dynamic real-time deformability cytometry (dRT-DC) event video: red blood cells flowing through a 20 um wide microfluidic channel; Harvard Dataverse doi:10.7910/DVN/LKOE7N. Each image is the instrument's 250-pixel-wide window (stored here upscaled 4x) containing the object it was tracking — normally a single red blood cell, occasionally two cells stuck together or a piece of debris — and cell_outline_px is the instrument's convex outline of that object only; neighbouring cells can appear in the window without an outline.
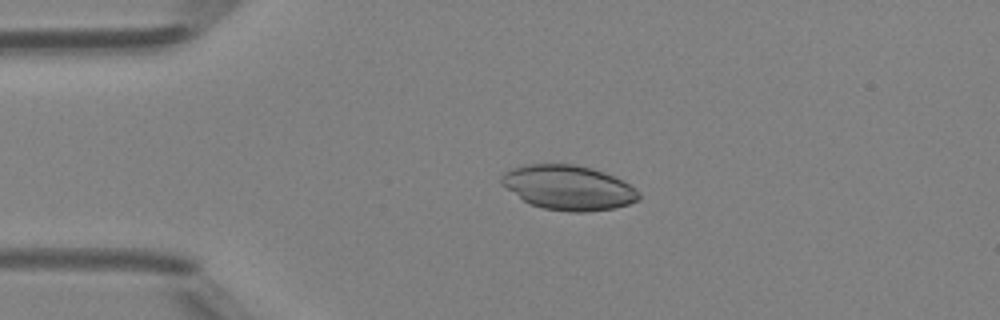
{"species": "Egyptian fruit bat (a non-hibernating species)", "species_latin": "Rousettus aegyptiacus", "temperature_condition": "room temperature", "stored_images_in_passage": 47, "camera_frame_rate_fps": 3000, "um_per_image_px": 0.085, "animal": {"sex": "female"}, "frame": {"image": 1, "passage_image": 10, "time_ms": 3.0, "image_size_px": [1000, 320], "cell_outline_px": [[640, 200], [616, 208], [584, 212], [568, 212], [544, 208], [532, 204], [524, 200], [500, 184], [500, 176], [504, 172], [512, 168], [524, 164], [576, 164], [592, 168], [624, 180], [640, 192]], "centroid_in_image_um": [48.32, 15.94], "position_along_channel_um": 36.7, "area_um2": 35.89}}
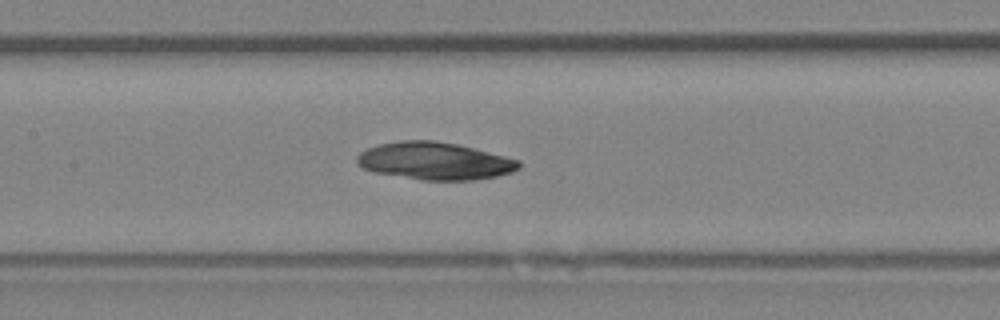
{"frame": {"image": 2, "passage_image": 22, "time_ms": 7.0, "image_size_px": [1000, 320], "cell_outline_px": [[520, 168], [512, 172], [496, 176], [472, 180], [420, 180], [372, 172], [356, 164], [356, 156], [360, 152], [368, 148], [380, 144], [400, 140], [432, 140], [456, 144], [520, 160]], "centroid_in_image_um": [36.91, 13.69], "position_along_channel_um": 170.5, "area_um2": 35.32}}
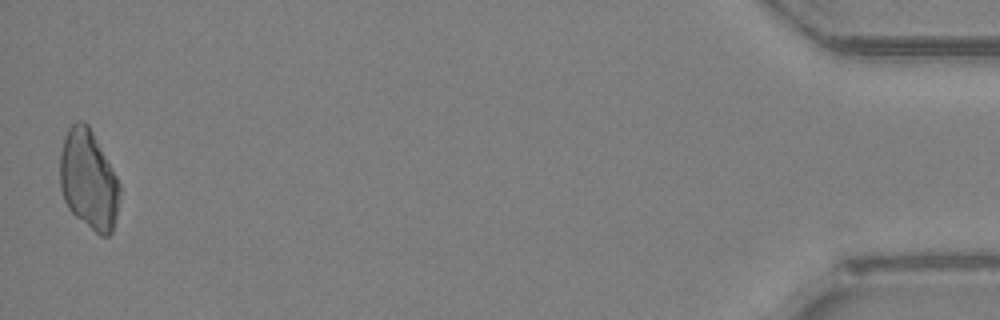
{"frame": {"image": 3, "passage_image": 47, "time_ms": 15.333, "image_size_px": [1000, 320], "cell_outline_px": [[120, 192], [116, 216], [112, 232], [108, 236], [100, 236], [76, 216], [68, 208], [64, 200], [60, 188], [60, 152], [64, 136], [68, 128], [76, 120], [84, 120], [88, 124], [116, 176], [120, 184]], "centroid_in_image_um": [7.51, 15.27], "position_along_channel_um": 427.7, "area_um2": 34.56}}